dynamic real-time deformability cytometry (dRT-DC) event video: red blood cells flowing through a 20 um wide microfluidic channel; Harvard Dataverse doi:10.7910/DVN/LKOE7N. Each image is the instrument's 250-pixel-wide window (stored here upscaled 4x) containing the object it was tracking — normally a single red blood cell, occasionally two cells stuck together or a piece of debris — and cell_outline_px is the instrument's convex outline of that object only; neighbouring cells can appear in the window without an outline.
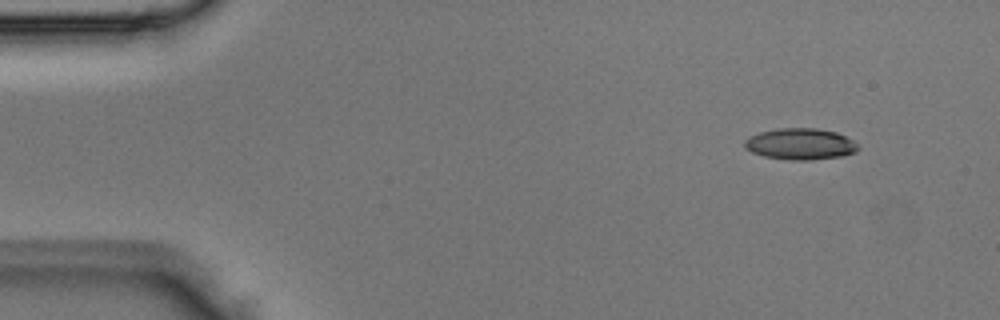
{"species": "Egyptian fruit bat (a non-hibernating species)", "species_latin": "Rousettus aegyptiacus", "temperature_condition": "room temperature", "stored_images_in_passage": 2, "camera_frame_rate_fps": 3000, "um_per_image_px": 0.085, "animal": {"sex": "male"}, "frame": {"image": 1, "passage_image": 1, "time_ms": 0.0, "image_size_px": [1000, 320], "cell_outline_px": [[860, 148], [856, 152], [840, 156], [812, 160], [792, 160], [764, 156], [752, 152], [744, 148], [744, 140], [748, 136], [760, 132], [776, 128], [816, 128], [836, 132], [852, 140]], "centroid_in_image_um": [68.0, 12.23], "position_along_channel_um": 17.0, "area_um2": 20.75}}